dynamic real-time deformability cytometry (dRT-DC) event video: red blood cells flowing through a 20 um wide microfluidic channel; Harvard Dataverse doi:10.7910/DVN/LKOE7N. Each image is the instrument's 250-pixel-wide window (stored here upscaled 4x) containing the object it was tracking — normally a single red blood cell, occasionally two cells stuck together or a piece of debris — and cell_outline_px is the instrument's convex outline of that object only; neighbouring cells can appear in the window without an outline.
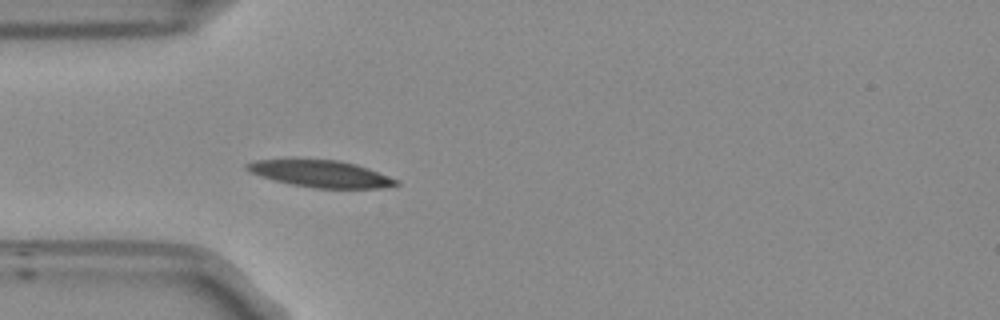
{"species": "Egyptian fruit bat (a non-hibernating species)", "species_latin": "Rousettus aegyptiacus", "temperature_condition": "room temperature", "stored_images_in_passage": 39, "camera_frame_rate_fps": 3000, "um_per_image_px": 0.085, "frame": {"image": 1, "passage_image": 1, "time_ms": 0.0, "image_size_px": [1000, 320], "cell_outline_px": [[400, 184], [380, 188], [316, 188], [292, 184], [276, 180], [252, 172], [244, 168], [244, 164], [256, 160], [336, 160], [356, 164], [368, 168], [396, 180]], "centroid_in_image_um": [27.27, 14.77], "position_along_channel_um": 57.7, "area_um2": 22.66}}
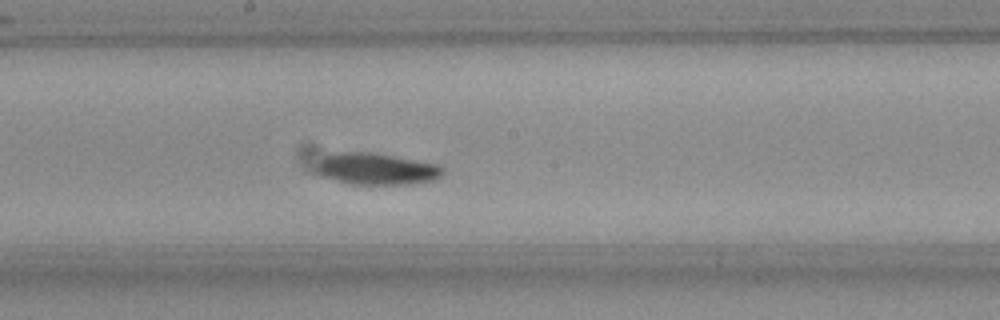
{"frame": {"image": 2, "passage_image": 14, "time_ms": 4.333, "image_size_px": [1000, 320], "cell_outline_px": [[444, 176], [436, 180], [412, 184], [352, 184], [336, 180], [324, 176], [316, 172], [316, 168], [324, 156], [336, 152], [368, 152], [436, 164], [444, 168]], "centroid_in_image_um": [32.04, 14.37], "position_along_channel_um": 216.2, "area_um2": 23.06}}
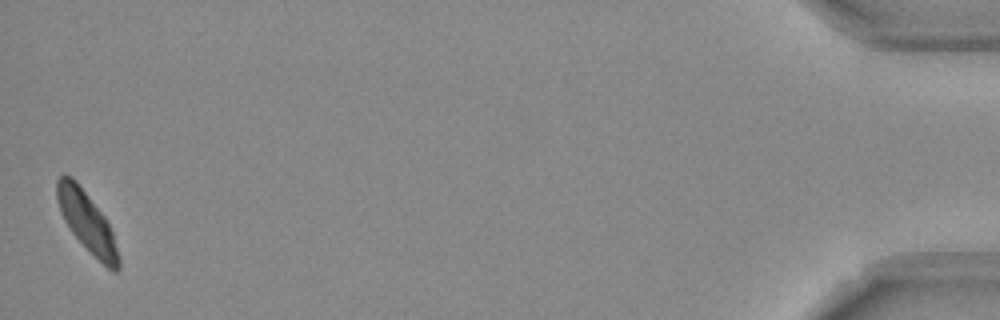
{"frame": {"image": 3, "passage_image": 39, "time_ms": 12.667, "image_size_px": [1000, 320], "cell_outline_px": [[120, 268], [116, 272], [112, 272], [72, 232], [64, 220], [60, 212], [56, 196], [56, 180], [64, 172], [72, 176], [76, 180], [104, 216], [112, 232], [120, 256]], "centroid_in_image_um": [7.38, 18.81], "position_along_channel_um": 427.8, "area_um2": 21.21}, "authors_computed_cell_mechanics": {"area_um2": 22.6576, "velocity_mm_per_s": 3.7127, "shape_relaxation_time_tau1_ms": 3.2514, "shape_relaxation_time_tau2_ms": 2.7073, "deformation_change_tau1": 0.1383, "deformation_change_tau2": 0.0707}}